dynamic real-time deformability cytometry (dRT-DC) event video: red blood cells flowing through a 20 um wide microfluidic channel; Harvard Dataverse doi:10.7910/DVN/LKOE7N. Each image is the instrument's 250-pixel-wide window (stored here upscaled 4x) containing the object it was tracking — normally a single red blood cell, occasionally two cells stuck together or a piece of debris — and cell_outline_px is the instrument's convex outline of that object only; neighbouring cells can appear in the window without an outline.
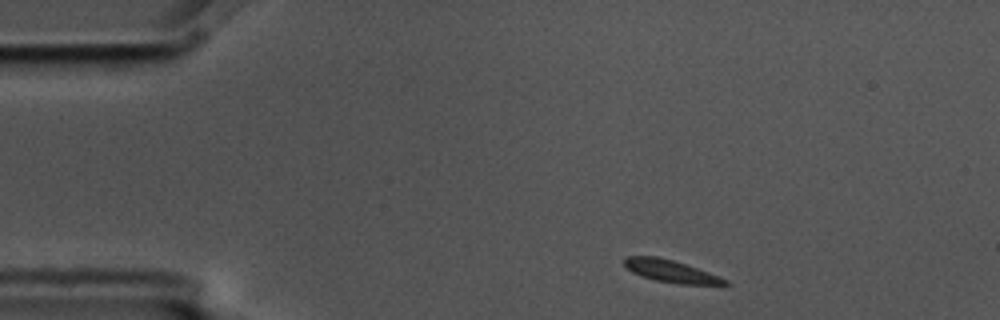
{"species": "common noctule bat (a hibernating species)", "species_latin": "Nyctalus noctula", "temperature_condition": "cold", "stored_images_in_passage": 2, "camera_frame_rate_fps": 3000, "um_per_image_px": 0.085, "animal": {"sex": "male", "body_mass_g": 17.5, "forearm_length_mm": 52.3}, "frame": {"image": 1, "passage_image": 1, "time_ms": 0.0, "image_size_px": [1000, 320], "cell_outline_px": [[732, 284], [680, 284], [656, 280], [640, 276], [632, 272], [624, 264], [624, 256], [656, 256], [672, 260], [708, 272], [728, 280]], "centroid_in_image_um": [56.99, 23.04], "position_along_channel_um": 28.0, "area_um2": 12.83}}